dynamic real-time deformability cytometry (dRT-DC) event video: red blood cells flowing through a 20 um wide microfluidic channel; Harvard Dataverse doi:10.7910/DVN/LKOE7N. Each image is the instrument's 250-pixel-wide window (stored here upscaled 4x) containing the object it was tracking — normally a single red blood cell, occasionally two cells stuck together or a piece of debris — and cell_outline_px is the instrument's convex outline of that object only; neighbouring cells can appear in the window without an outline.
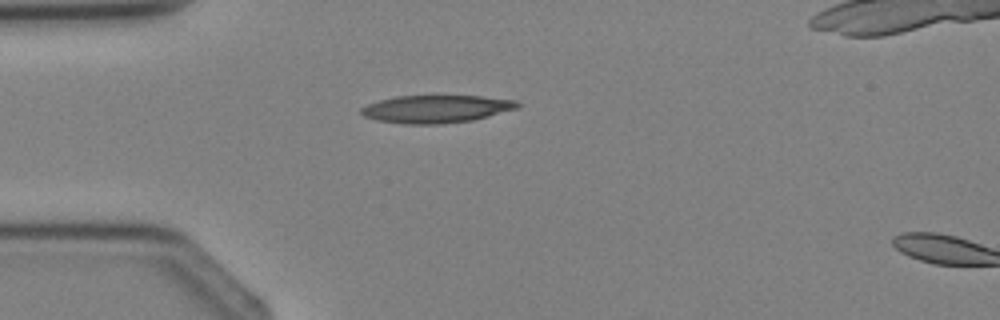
{"species": "Egyptian fruit bat (a non-hibernating species)", "species_latin": "Rousettus aegyptiacus", "temperature_condition": "cold", "stored_images_in_passage": 1, "camera_frame_rate_fps": 3000, "um_per_image_px": 0.085, "animal": {"sex": "female"}, "frame": {"image": 1, "passage_image": 1, "time_ms": 0.0, "image_size_px": [1000, 320], "cell_outline_px": [[520, 108], [472, 120], [444, 124], [404, 124], [376, 120], [364, 116], [360, 112], [360, 108], [368, 104], [380, 100], [396, 96], [480, 96], [516, 100], [520, 104]], "centroid_in_image_um": [37.08, 9.26], "position_along_channel_um": 47.9, "area_um2": 25.26}}